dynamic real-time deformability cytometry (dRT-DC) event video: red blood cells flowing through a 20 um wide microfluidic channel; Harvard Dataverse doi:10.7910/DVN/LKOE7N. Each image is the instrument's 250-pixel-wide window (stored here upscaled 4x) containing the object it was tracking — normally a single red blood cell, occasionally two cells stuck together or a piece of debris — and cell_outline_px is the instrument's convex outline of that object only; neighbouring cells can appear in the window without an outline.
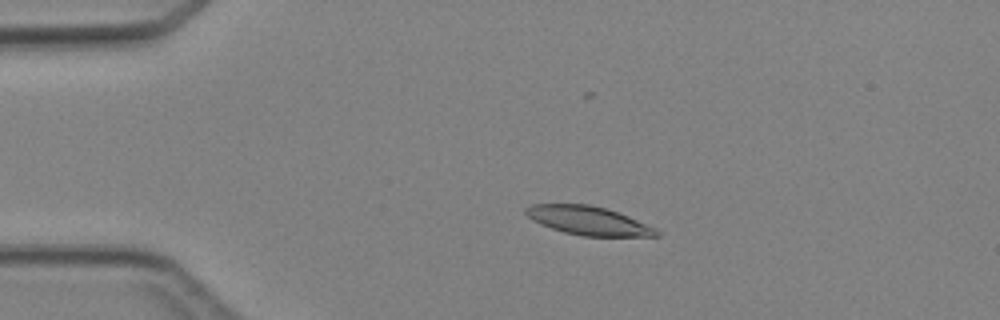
{"species": "Egyptian fruit bat (a non-hibernating species)", "species_latin": "Rousettus aegyptiacus", "temperature_condition": "cold", "stored_images_in_passage": 3, "camera_frame_rate_fps": 3000, "um_per_image_px": 0.085, "animal": {"sex": "female"}, "frame": {"image": 1, "passage_image": 2, "time_ms": 1.333, "image_size_px": [1000, 320], "cell_outline_px": [[660, 236], [584, 236], [564, 232], [540, 224], [532, 220], [524, 212], [524, 208], [532, 204], [588, 204], [604, 208], [628, 216], [656, 228], [660, 232]], "centroid_in_image_um": [49.99, 18.75], "position_along_channel_um": 35.0, "area_um2": 21.68}}